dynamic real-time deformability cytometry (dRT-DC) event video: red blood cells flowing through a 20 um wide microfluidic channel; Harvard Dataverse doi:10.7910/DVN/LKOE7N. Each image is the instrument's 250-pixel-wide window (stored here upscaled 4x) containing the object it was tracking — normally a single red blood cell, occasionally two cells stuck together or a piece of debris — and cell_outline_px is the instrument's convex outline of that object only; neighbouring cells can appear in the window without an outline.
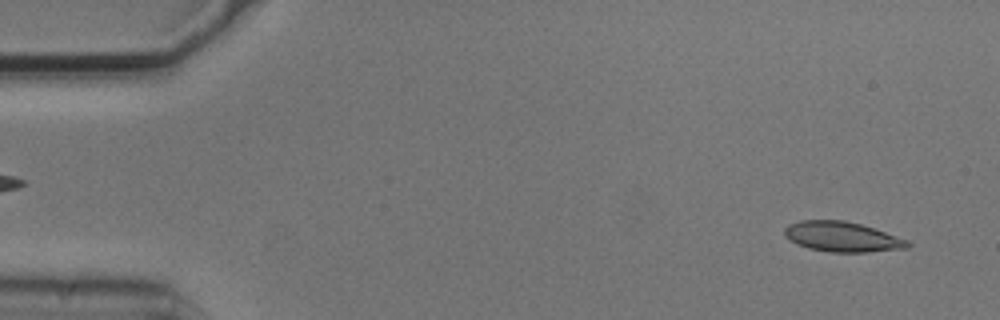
{"species": "common noctule bat (a hibernating species)", "species_latin": "Nyctalus noctula", "temperature_condition": "cold", "stored_images_in_passage": 5, "segment_of_instrument_passage": [2, 2], "camera_frame_rate_fps": 3000, "um_per_image_px": 0.085, "animal": {"sex": "male", "body_mass_g": 20.5, "forearm_length_mm": 52.5}, "frame": {"image": 1, "passage_image": 5, "time_ms": 1.333, "image_size_px": [1000, 320], "cell_outline_px": [[912, 244], [908, 248], [868, 252], [828, 252], [808, 248], [796, 244], [788, 240], [784, 236], [784, 228], [788, 224], [800, 220], [844, 220], [860, 224], [908, 240]], "centroid_in_image_um": [71.54, 20.13], "position_along_channel_um": 13.5, "area_um2": 21.68}}